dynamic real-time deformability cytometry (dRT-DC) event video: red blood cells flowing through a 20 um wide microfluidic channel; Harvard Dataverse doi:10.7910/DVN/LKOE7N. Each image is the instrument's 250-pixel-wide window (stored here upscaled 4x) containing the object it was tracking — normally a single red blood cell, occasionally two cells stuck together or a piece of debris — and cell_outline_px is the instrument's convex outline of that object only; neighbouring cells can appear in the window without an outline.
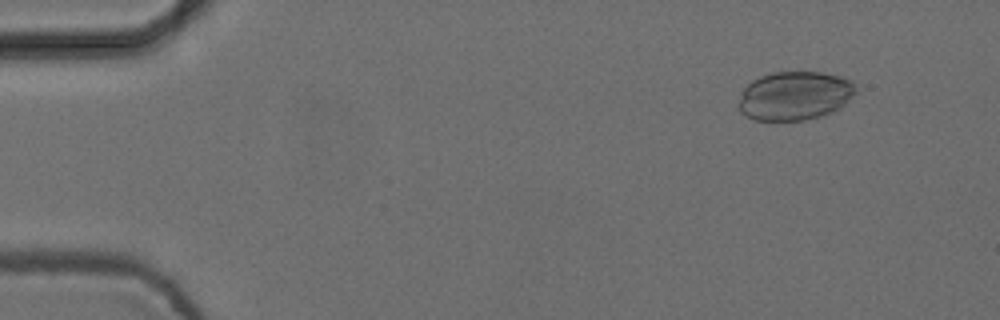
{"species": "common noctule bat (a hibernating species)", "species_latin": "Nyctalus noctula", "temperature_condition": "cold", "stored_images_in_passage": 55, "camera_frame_rate_fps": 3000, "um_per_image_px": 0.085, "animal": {"sex": "female", "body_mass_g": 24.6, "forearm_length_mm": 56.2}, "frame": {"image": 1, "passage_image": 6, "time_ms": 1.667, "image_size_px": [1000, 320], "cell_outline_px": [[856, 92], [844, 104], [820, 116], [804, 120], [756, 120], [744, 116], [740, 112], [740, 92], [752, 80], [760, 76], [772, 72], [820, 72], [840, 76], [852, 80], [856, 84]], "centroid_in_image_um": [67.53, 8.12], "position_along_channel_um": 17.5, "area_um2": 33.18}}
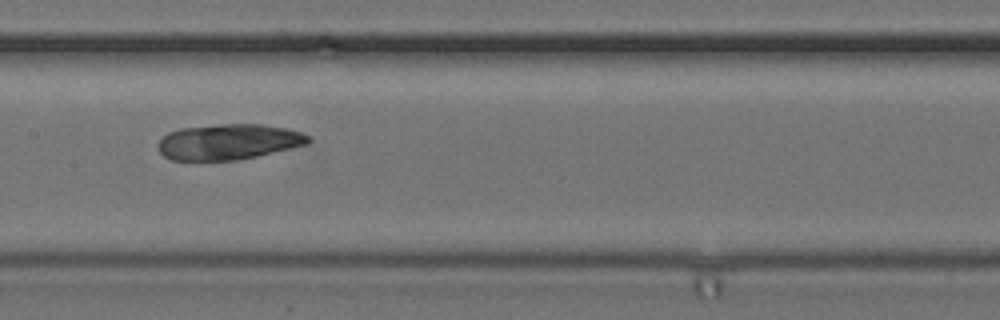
{"frame": {"image": 2, "passage_image": 28, "time_ms": 9.0, "image_size_px": [1000, 320], "cell_outline_px": [[312, 140], [308, 144], [256, 156], [236, 160], [172, 160], [164, 156], [160, 152], [160, 140], [168, 132], [180, 128], [220, 124], [260, 124], [284, 128], [300, 132], [308, 136]], "centroid_in_image_um": [19.43, 12.05], "position_along_channel_um": 188.0, "area_um2": 30.87}}
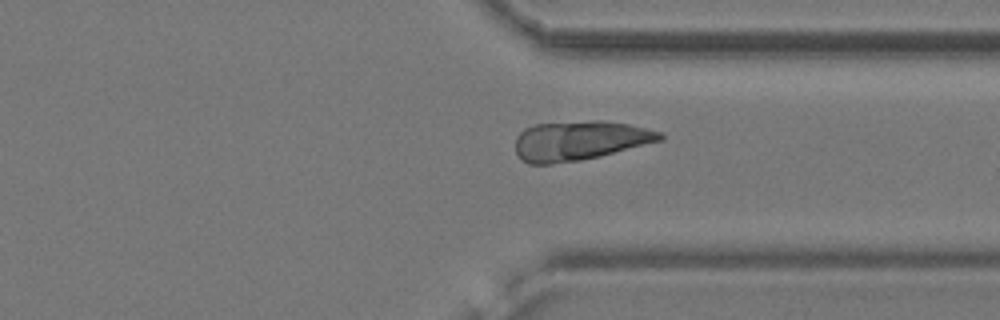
{"frame": {"image": 3, "passage_image": 42, "time_ms": 13.667, "image_size_px": [1000, 320], "cell_outline_px": [[664, 140], [600, 156], [580, 160], [548, 164], [528, 164], [520, 160], [516, 152], [516, 136], [524, 128], [532, 124], [592, 120], [600, 120], [628, 124], [664, 132]], "centroid_in_image_um": [49.27, 11.94], "position_along_channel_um": 362.1, "area_um2": 33.58}}